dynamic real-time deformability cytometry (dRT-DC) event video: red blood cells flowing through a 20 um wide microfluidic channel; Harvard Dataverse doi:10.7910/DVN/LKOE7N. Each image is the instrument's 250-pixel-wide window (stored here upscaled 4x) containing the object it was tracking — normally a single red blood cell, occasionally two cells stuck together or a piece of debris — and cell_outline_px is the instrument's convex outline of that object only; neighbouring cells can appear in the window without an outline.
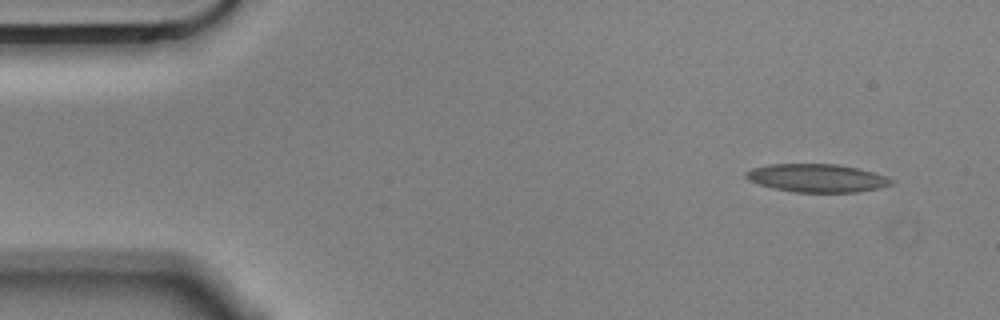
{"species": "Egyptian fruit bat (a non-hibernating species)", "species_latin": "Rousettus aegyptiacus", "temperature_condition": "cold", "stored_images_in_passage": 52, "camera_frame_rate_fps": 3000, "um_per_image_px": 0.085, "animal": {"sex": "male"}, "frame": {"image": 1, "passage_image": 1, "time_ms": 0.0, "image_size_px": [1000, 320], "cell_outline_px": [[892, 184], [876, 188], [856, 192], [796, 192], [776, 188], [760, 184], [748, 180], [744, 176], [744, 172], [752, 168], [768, 164], [836, 164], [856, 168], [872, 172], [884, 176], [892, 180]], "centroid_in_image_um": [69.37, 15.12], "position_along_channel_um": 15.6, "area_um2": 23.47}}
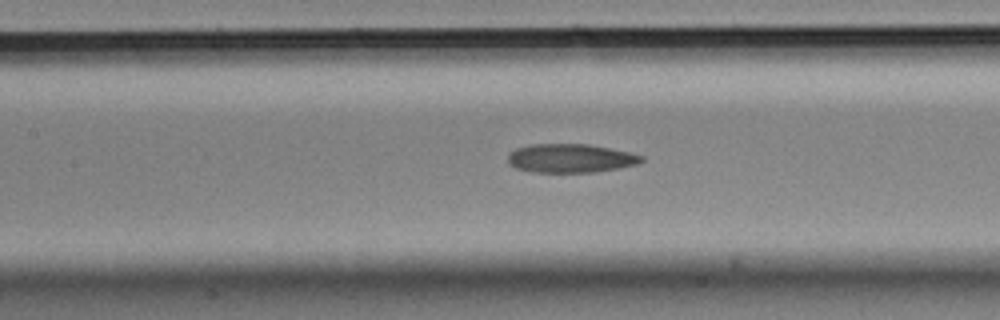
{"frame": {"image": 2, "passage_image": 21, "time_ms": 6.667, "image_size_px": [1000, 320], "cell_outline_px": [[644, 160], [636, 164], [596, 172], [532, 172], [516, 168], [508, 164], [508, 152], [516, 148], [532, 144], [588, 144], [628, 152], [644, 156]], "centroid_in_image_um": [48.44, 13.45], "position_along_channel_um": 159.0, "area_um2": 22.31}}
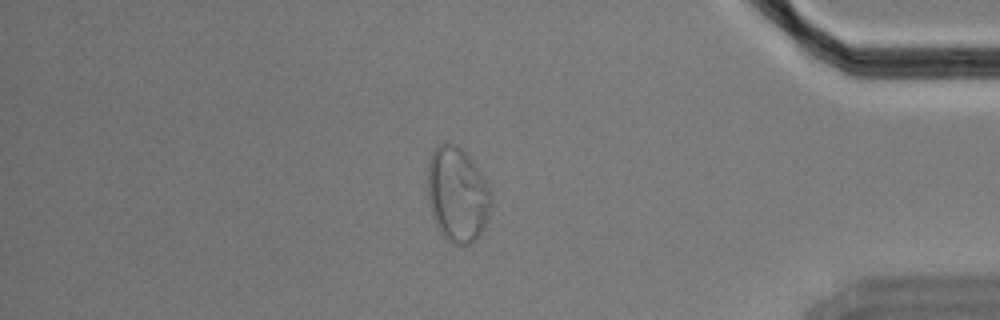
{"frame": {"image": 3, "passage_image": 44, "time_ms": 14.333, "image_size_px": [1000, 320], "cell_outline_px": [[492, 200], [488, 216], [484, 228], [468, 244], [460, 248], [452, 244], [440, 232], [432, 216], [428, 204], [428, 164], [432, 152], [440, 144], [456, 144], [472, 160], [484, 180], [492, 196]], "centroid_in_image_um": [38.85, 16.57], "position_along_channel_um": 396.3, "area_um2": 34.85}, "authors_computed_cell_mechanics": {"area_um2": 23.8425, "velocity_mm_per_s": 3.5388, "shape_relaxation_time_tau1_ms": null, "shape_relaxation_time_tau2_ms": 3.6695, "deformation_change_tau1": null, "deformation_change_tau2": 0.0887}}